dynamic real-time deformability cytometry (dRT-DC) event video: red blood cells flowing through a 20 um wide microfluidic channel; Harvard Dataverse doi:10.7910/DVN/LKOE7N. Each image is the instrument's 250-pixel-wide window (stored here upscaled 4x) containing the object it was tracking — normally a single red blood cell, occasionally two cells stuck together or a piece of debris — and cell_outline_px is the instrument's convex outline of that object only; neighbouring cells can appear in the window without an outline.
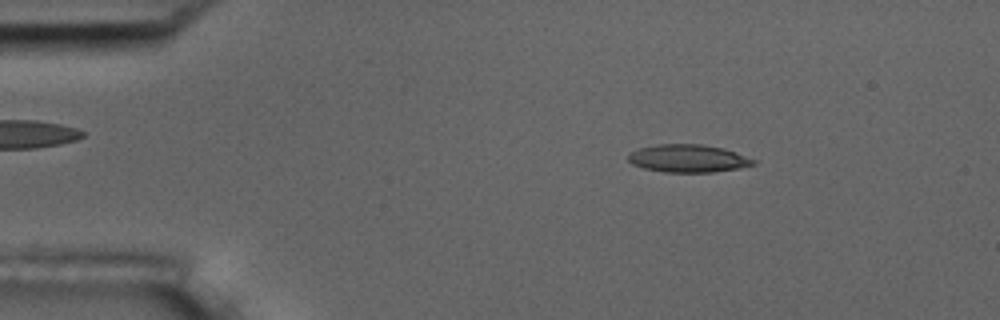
{"species": "common noctule bat (a hibernating species)", "species_latin": "Nyctalus noctula", "temperature_condition": "room temperature", "stored_images_in_passage": 54, "camera_frame_rate_fps": 3000, "um_per_image_px": 0.085, "animal": {"sex": "male", "body_mass_g": 17.5, "forearm_length_mm": 52.3}, "frame": {"image": 1, "passage_image": 8, "time_ms": 2.333, "image_size_px": [1000, 320], "cell_outline_px": [[756, 164], [740, 168], [712, 172], [664, 172], [644, 168], [632, 164], [628, 160], [628, 152], [636, 148], [656, 144], [700, 144], [724, 148], [736, 152], [756, 160]], "centroid_in_image_um": [58.46, 13.46], "position_along_channel_um": 26.5, "area_um2": 20.46}}
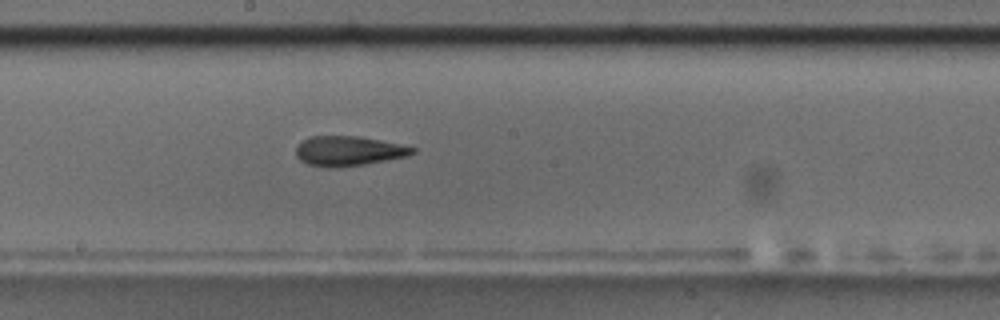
{"frame": {"image": 2, "passage_image": 29, "time_ms": 9.333, "image_size_px": [1000, 320], "cell_outline_px": [[416, 152], [408, 156], [364, 164], [336, 168], [328, 168], [308, 164], [300, 160], [296, 156], [296, 144], [308, 136], [360, 136], [400, 144], [416, 148]], "centroid_in_image_um": [29.59, 12.83], "position_along_channel_um": 218.6, "area_um2": 20.4}}
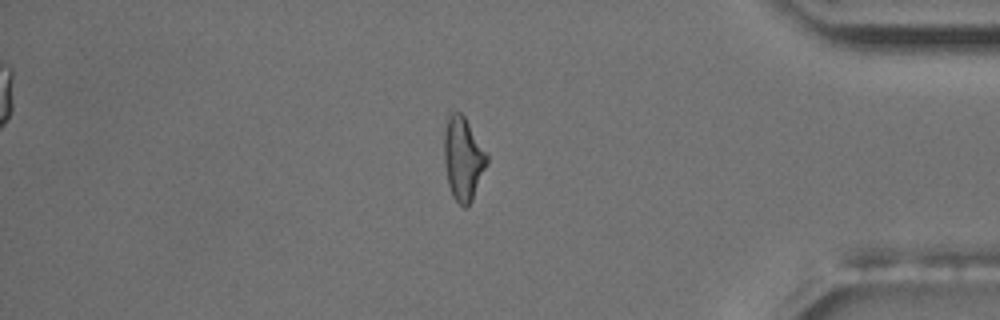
{"frame": {"image": 3, "passage_image": 46, "time_ms": 15.0, "image_size_px": [1000, 320], "cell_outline_px": [[488, 164], [472, 200], [464, 208], [452, 196], [448, 184], [444, 164], [444, 132], [448, 116], [452, 112], [460, 112], [464, 116], [488, 156]], "centroid_in_image_um": [39.35, 13.5], "position_along_channel_um": 395.8, "area_um2": 20.63}, "authors_computed_cell_mechanics": {"area_um2": 20.23, "velocity_mm_per_s": 3.6465, "shape_relaxation_time_tau1_ms": 7.094, "shape_relaxation_time_tau2_ms": 4.6801, "deformation_change_tau1": 0.1902, "deformation_change_tau2": 0.1648}}